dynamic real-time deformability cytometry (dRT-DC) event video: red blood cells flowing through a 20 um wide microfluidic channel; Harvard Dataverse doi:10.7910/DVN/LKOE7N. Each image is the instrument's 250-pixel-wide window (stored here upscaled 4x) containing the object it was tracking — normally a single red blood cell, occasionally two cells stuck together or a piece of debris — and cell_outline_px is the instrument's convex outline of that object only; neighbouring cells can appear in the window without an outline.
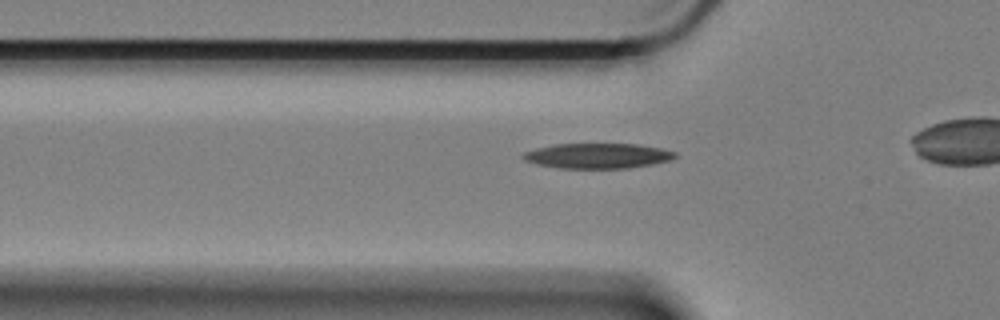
{"species": "Egyptian fruit bat (a non-hibernating species)", "species_latin": "Rousettus aegyptiacus", "temperature_condition": "cold", "stored_images_in_passage": 37, "camera_frame_rate_fps": 3000, "um_per_image_px": 0.085, "animal": {"sex": "female"}, "frame": {"image": 1, "passage_image": 8, "time_ms": 2.333, "image_size_px": [1000, 320], "cell_outline_px": [[676, 156], [668, 160], [652, 164], [628, 168], [560, 168], [536, 164], [524, 160], [520, 156], [524, 152], [536, 148], [556, 144], [636, 144], [660, 148], [676, 152]], "centroid_in_image_um": [50.75, 13.24], "position_along_channel_um": 75.0, "area_um2": 22.14}}
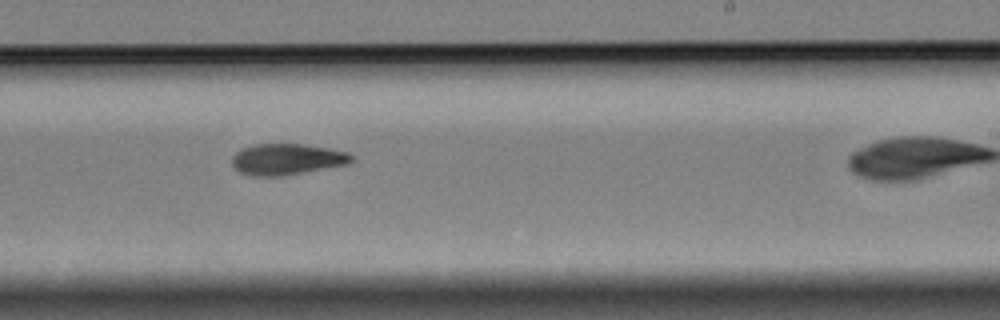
{"frame": {"image": 2, "passage_image": 25, "time_ms": 8.0, "image_size_px": [1000, 320], "cell_outline_px": [[352, 160], [348, 164], [280, 176], [252, 176], [240, 172], [232, 164], [232, 156], [236, 152], [244, 148], [256, 144], [304, 144], [328, 148], [348, 152], [352, 156]], "centroid_in_image_um": [24.38, 13.53], "position_along_channel_um": 264.6, "area_um2": 21.44}}
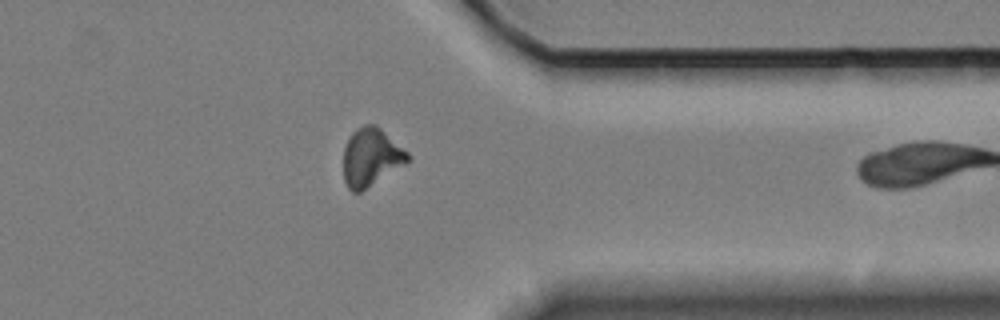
{"frame": {"image": 3, "passage_image": 36, "time_ms": 11.667, "image_size_px": [1000, 320], "cell_outline_px": [[412, 156], [404, 164], [360, 192], [352, 192], [348, 188], [344, 180], [344, 148], [352, 132], [356, 128], [364, 124], [376, 124], [408, 152]], "centroid_in_image_um": [31.53, 13.34], "position_along_channel_um": 379.9, "area_um2": 21.5}}